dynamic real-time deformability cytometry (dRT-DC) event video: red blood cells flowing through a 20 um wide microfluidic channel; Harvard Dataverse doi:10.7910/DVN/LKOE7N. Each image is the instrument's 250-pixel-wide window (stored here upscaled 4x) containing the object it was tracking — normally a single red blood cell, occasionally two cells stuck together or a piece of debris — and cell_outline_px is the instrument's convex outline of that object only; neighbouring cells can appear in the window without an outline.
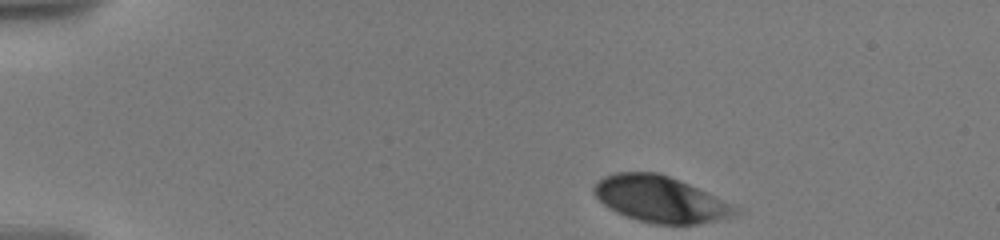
{"species": "human", "species_latin": "Homo sapiens", "temperature_condition": "warm", "stored_images_in_passage": 32, "camera_frame_rate_fps": 3000, "um_per_image_px": 0.085, "donor": {"sex": "male"}, "frame": {"image": 1, "passage_image": 1, "time_ms": 0.0, "image_size_px": [1000, 240], "cell_outline_px": [[740, 212], [732, 216], [716, 220], [696, 224], [652, 224], [624, 216], [608, 208], [592, 192], [592, 188], [604, 176], [616, 172], [656, 172], [668, 176], [688, 184], [740, 208]], "centroid_in_image_um": [56.09, 16.94], "position_along_channel_um": 28.9, "area_um2": 37.69}}
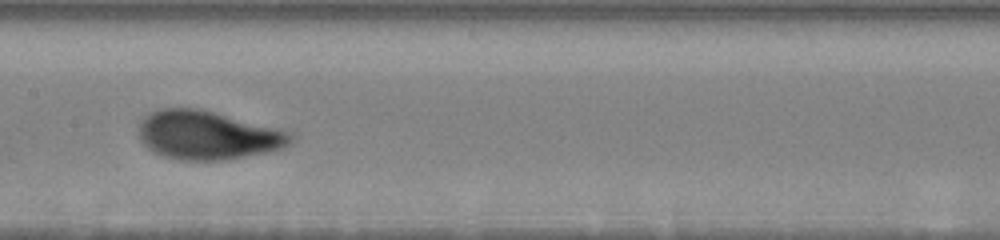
{"frame": {"image": 2, "passage_image": 13, "time_ms": 7.0, "image_size_px": [1000, 240], "cell_outline_px": [[292, 140], [288, 144], [280, 148], [264, 152], [228, 160], [180, 160], [164, 156], [148, 148], [140, 140], [140, 120], [144, 116], [160, 108], [200, 108], [292, 132]], "centroid_in_image_um": [17.62, 11.48], "position_along_channel_um": 189.8, "area_um2": 42.77}}
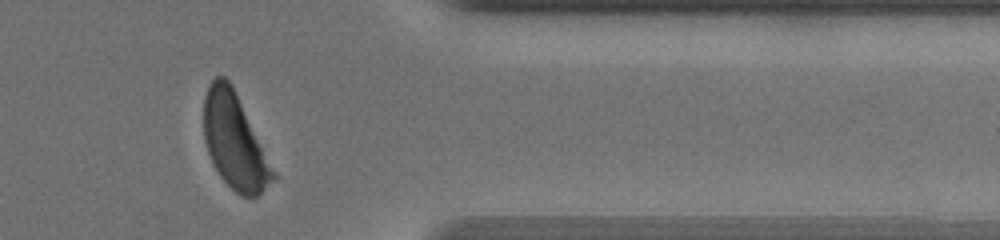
{"frame": {"image": 3, "passage_image": 26, "time_ms": 13.0, "image_size_px": [1000, 240], "cell_outline_px": [[280, 176], [256, 196], [240, 196], [220, 176], [208, 152], [204, 140], [204, 96], [208, 84], [216, 76], [224, 76], [228, 80]], "centroid_in_image_um": [19.98, 12.04], "position_along_channel_um": 391.4, "area_um2": 38.26}, "authors_computed_cell_mechanics": {"area_um2": 40.9802, "velocity_mm_per_s": 3.5308, "shape_relaxation_time_tau1_ms": 2.81, "shape_relaxation_time_tau2_ms": null, "deformation_change_tau1": 0.1314, "deformation_change_tau2": null}}